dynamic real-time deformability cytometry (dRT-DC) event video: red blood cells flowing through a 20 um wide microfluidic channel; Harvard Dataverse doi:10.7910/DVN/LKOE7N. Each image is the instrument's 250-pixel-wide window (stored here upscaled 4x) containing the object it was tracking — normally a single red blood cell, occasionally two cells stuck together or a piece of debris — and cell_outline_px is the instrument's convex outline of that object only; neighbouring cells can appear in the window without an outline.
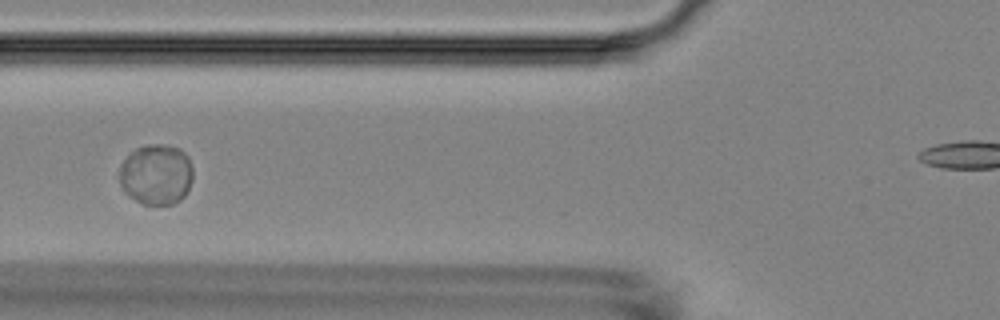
{"species": "Egyptian fruit bat (a non-hibernating species)", "species_latin": "Rousettus aegyptiacus", "temperature_condition": "room temperature", "stored_images_in_passage": 8, "camera_frame_rate_fps": 3000, "um_per_image_px": 0.085, "animal": {"sex": "female"}, "frame": {"image": 1, "passage_image": 3, "time_ms": 2.333, "image_size_px": [1000, 320], "cell_outline_px": [[192, 180], [184, 196], [176, 204], [144, 204], [128, 196], [124, 192], [120, 184], [120, 164], [136, 148], [148, 144], [160, 144], [180, 148], [188, 156], [192, 168]], "centroid_in_image_um": [13.28, 14.83], "position_along_channel_um": 112.5, "area_um2": 26.01}}
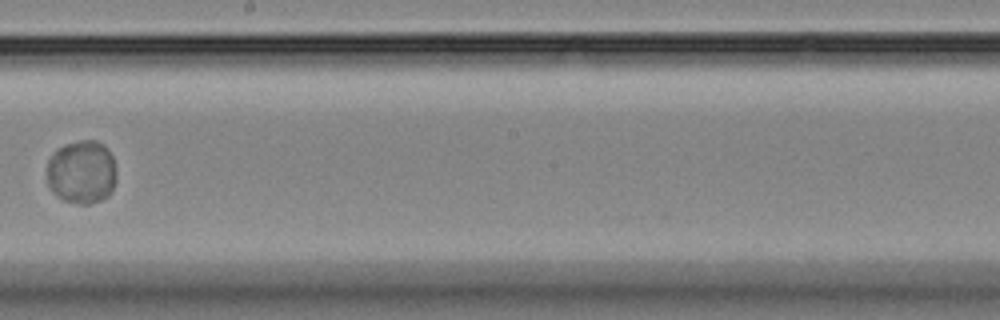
{"frame": {"image": 2, "passage_image": 6, "time_ms": 6.0, "image_size_px": [1000, 320], "cell_outline_px": [[116, 180], [108, 196], [100, 200], [88, 204], [80, 204], [60, 200], [52, 192], [48, 184], [48, 160], [52, 152], [64, 144], [80, 140], [96, 140], [104, 144], [112, 156], [116, 176]], "centroid_in_image_um": [6.92, 14.62], "position_along_channel_um": 241.3, "area_um2": 25.95}}
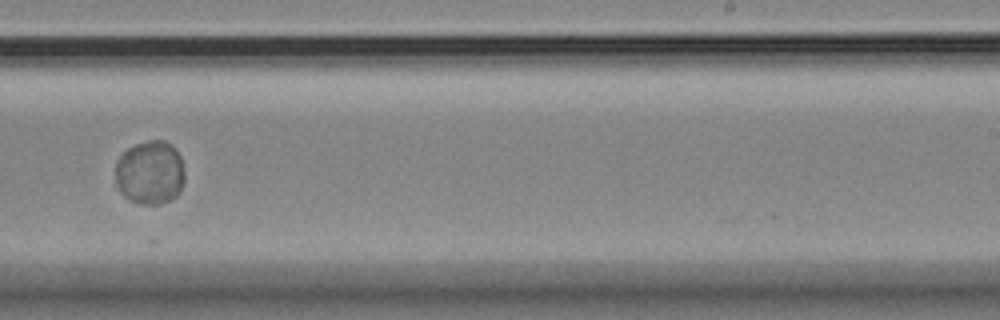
{"frame": {"image": 3, "passage_image": 7, "time_ms": 7.0, "image_size_px": [1000, 320], "cell_outline_px": [[184, 180], [180, 192], [176, 196], [160, 204], [140, 204], [128, 200], [120, 192], [116, 184], [116, 164], [120, 156], [128, 148], [136, 144], [148, 140], [164, 140], [172, 144], [180, 156], [184, 172]], "centroid_in_image_um": [12.75, 14.67], "position_along_channel_um": 276.2, "area_um2": 25.89}}